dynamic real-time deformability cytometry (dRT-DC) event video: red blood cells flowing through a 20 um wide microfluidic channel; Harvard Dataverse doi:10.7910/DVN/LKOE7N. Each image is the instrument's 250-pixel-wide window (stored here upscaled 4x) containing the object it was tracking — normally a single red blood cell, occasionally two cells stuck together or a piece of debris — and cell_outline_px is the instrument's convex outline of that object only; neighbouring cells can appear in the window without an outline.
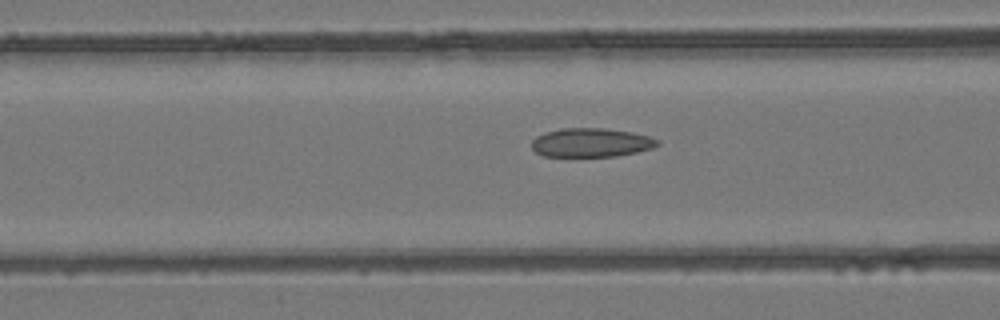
{"species": "common noctule bat (a hibernating species)", "species_latin": "Nyctalus noctula", "temperature_condition": "room temperature", "stored_images_in_passage": 36, "camera_frame_rate_fps": 3000, "um_per_image_px": 0.085, "animal": {"sex": "female", "body_mass_g": 24.6, "forearm_length_mm": 56.2}, "frame": {"image": 1, "passage_image": 17, "time_ms": 5.333, "image_size_px": [1000, 320], "cell_outline_px": [[660, 144], [652, 148], [636, 152], [616, 156], [544, 156], [536, 152], [532, 148], [532, 140], [536, 136], [544, 132], [560, 128], [604, 128], [632, 132], [648, 136], [660, 140]], "centroid_in_image_um": [50.24, 12.11], "position_along_channel_um": 116.4, "area_um2": 21.21}}
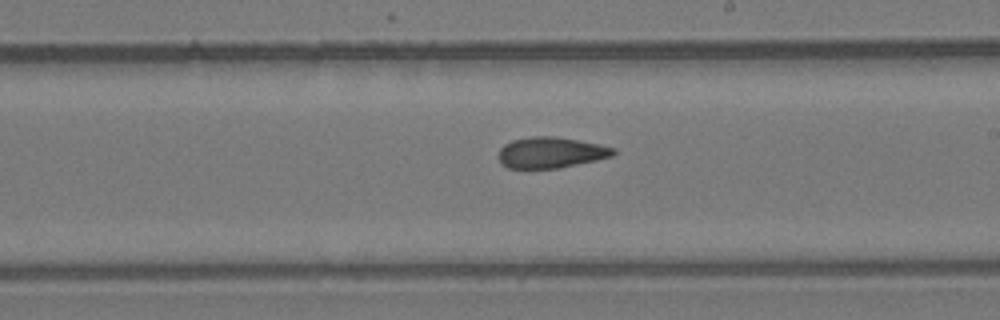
{"frame": {"image": 2, "passage_image": 26, "time_ms": 8.333, "image_size_px": [1000, 320], "cell_outline_px": [[616, 152], [612, 156], [596, 160], [560, 168], [508, 168], [500, 160], [500, 148], [504, 144], [512, 140], [532, 136], [556, 136], [616, 148]], "centroid_in_image_um": [46.83, 12.96], "position_along_channel_um": 242.2, "area_um2": 20.46}}
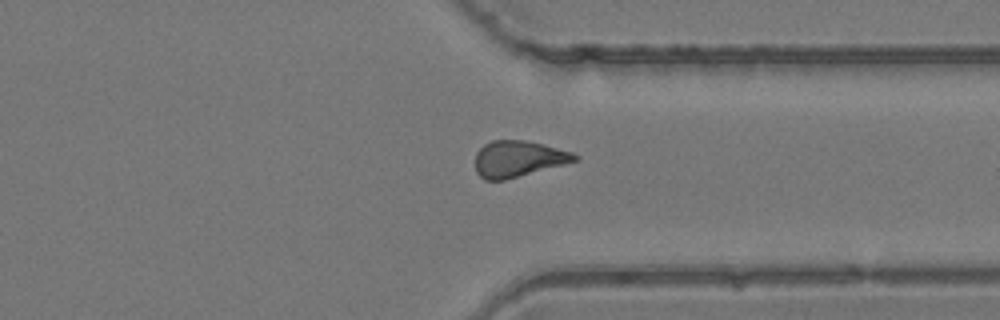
{"frame": {"image": 3, "passage_image": 35, "time_ms": 11.333, "image_size_px": [1000, 320], "cell_outline_px": [[580, 156], [576, 160], [564, 164], [504, 180], [484, 180], [476, 172], [476, 152], [484, 144], [492, 140], [524, 140], [544, 144], [572, 152]], "centroid_in_image_um": [44.03, 13.49], "position_along_channel_um": 367.4, "area_um2": 20.87}}